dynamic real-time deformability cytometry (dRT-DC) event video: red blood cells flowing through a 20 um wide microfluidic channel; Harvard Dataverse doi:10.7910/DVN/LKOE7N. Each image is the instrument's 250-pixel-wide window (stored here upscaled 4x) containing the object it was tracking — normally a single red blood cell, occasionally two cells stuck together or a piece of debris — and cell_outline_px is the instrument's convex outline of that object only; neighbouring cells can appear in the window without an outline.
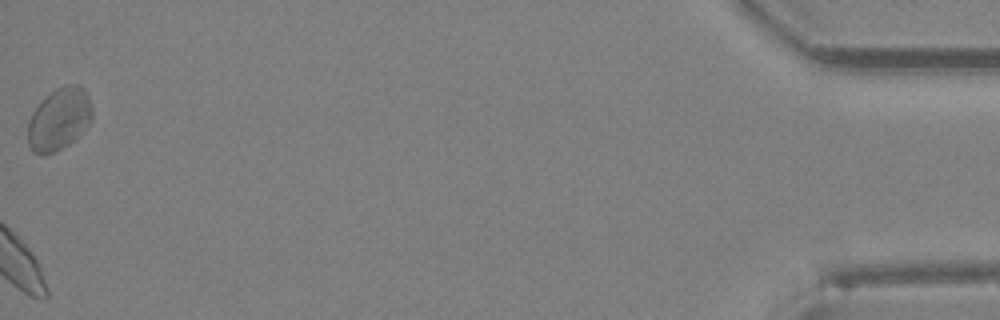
{"species": "Egyptian fruit bat (a non-hibernating species)", "species_latin": "Rousettus aegyptiacus", "temperature_condition": "room temperature", "stored_images_in_passage": 21, "camera_frame_rate_fps": 3000, "um_per_image_px": 0.085, "animal": {"sex": "female"}, "frame": {"image": 1, "passage_image": 21, "time_ms": 6.667, "image_size_px": [1000, 320], "cell_outline_px": [[92, 120], [68, 144], [56, 152], [44, 156], [40, 156], [32, 152], [28, 144], [28, 120], [32, 112], [56, 88], [64, 84], [80, 84], [84, 88], [88, 96], [92, 108]], "centroid_in_image_um": [5.01, 10.14], "position_along_channel_um": 430.2, "area_um2": 23.29}}